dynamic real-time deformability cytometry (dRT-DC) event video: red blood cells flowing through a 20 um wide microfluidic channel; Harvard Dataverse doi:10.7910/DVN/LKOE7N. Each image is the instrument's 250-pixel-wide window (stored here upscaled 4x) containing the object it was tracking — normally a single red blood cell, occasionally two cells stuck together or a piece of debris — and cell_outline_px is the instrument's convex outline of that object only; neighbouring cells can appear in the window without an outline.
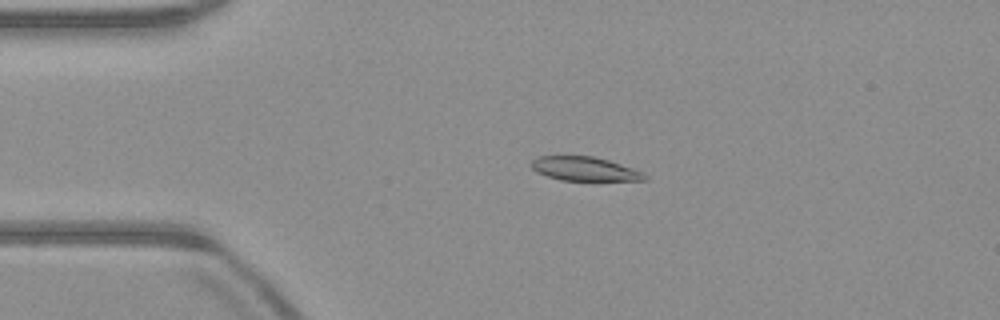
{"species": "common noctule bat (a hibernating species)", "species_latin": "Nyctalus noctula", "temperature_condition": "warm", "stored_images_in_passage": 50, "camera_frame_rate_fps": 3000, "um_per_image_px": 0.085, "animal": {"sex": "male", "body_mass_g": 23.1, "forearm_length_mm": 52.7}, "frame": {"image": 1, "passage_image": 10, "time_ms": 3.0, "image_size_px": [1000, 320], "cell_outline_px": [[648, 180], [560, 180], [536, 172], [528, 164], [532, 160], [540, 156], [592, 156], [608, 160], [644, 172], [648, 176]], "centroid_in_image_um": [49.68, 14.35], "position_along_channel_um": 35.3, "area_um2": 15.78}}
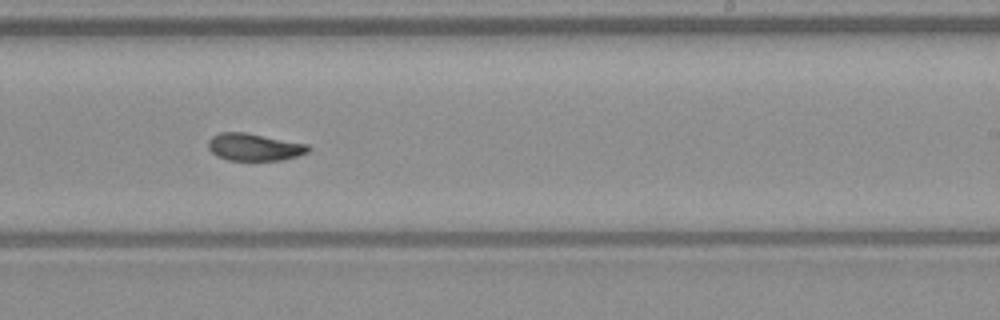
{"frame": {"image": 2, "passage_image": 30, "time_ms": 9.667, "image_size_px": [1000, 320], "cell_outline_px": [[312, 148], [308, 152], [284, 160], [228, 160], [216, 156], [208, 148], [208, 140], [212, 136], [220, 132], [244, 132], [308, 144]], "centroid_in_image_um": [21.6, 12.5], "position_along_channel_um": 267.4, "area_um2": 15.95}}
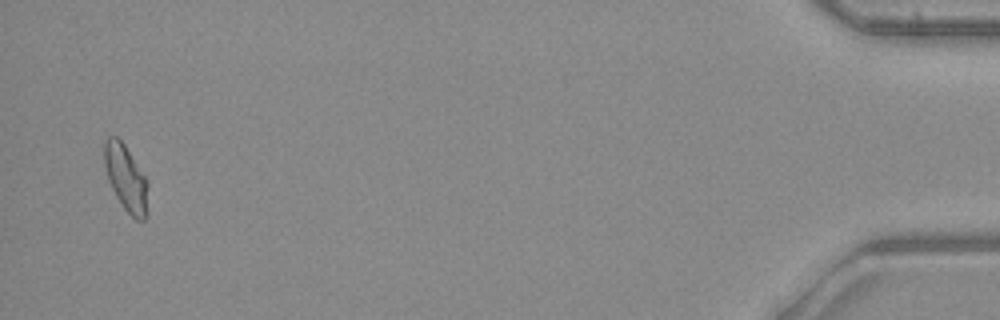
{"frame": {"image": 3, "passage_image": 49, "time_ms": 16.0, "image_size_px": [1000, 320], "cell_outline_px": [[148, 216], [144, 220], [136, 220], [124, 208], [116, 196], [108, 180], [104, 164], [104, 140], [108, 136], [116, 136], [124, 144], [148, 180]], "centroid_in_image_um": [10.73, 15.15], "position_along_channel_um": 424.5, "area_um2": 17.05}, "authors_computed_cell_mechanics": {"area_um2": 16.6464, "velocity_mm_per_s": 3.9862, "shape_relaxation_time_tau1_ms": null, "shape_relaxation_time_tau2_ms": 3.0289, "deformation_change_tau1": null, "deformation_change_tau2": 0.0663}}